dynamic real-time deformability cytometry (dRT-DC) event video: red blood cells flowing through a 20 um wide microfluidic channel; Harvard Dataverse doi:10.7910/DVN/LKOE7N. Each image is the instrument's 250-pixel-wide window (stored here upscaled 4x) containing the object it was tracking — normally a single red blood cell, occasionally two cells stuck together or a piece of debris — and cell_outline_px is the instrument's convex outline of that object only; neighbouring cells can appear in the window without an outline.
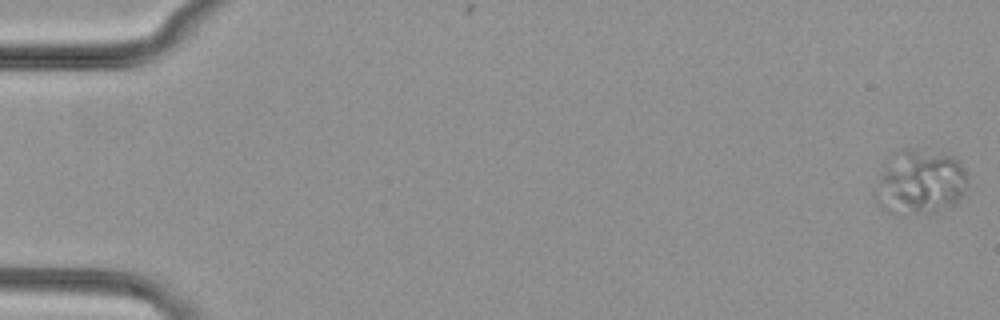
{"species": "common noctule bat (a hibernating species)", "species_latin": "Nyctalus noctula", "temperature_condition": "cold", "stored_images_in_passage": 23, "camera_frame_rate_fps": 3000, "um_per_image_px": 0.085, "animal": {"sex": "female", "body_mass_g": 29.2, "forearm_length_mm": 56.3}, "frame": {"image": 1, "passage_image": 1, "time_ms": 0.0, "image_size_px": [1000, 320], "cell_outline_px": [[968, 180], [964, 192], [956, 204], [928, 216], [896, 216], [888, 212], [876, 200], [880, 176], [888, 152], [896, 148], [916, 148], [944, 152], [960, 160], [968, 172]], "centroid_in_image_um": [78.24, 15.47], "position_along_channel_um": 6.8, "area_um2": 36.53}}
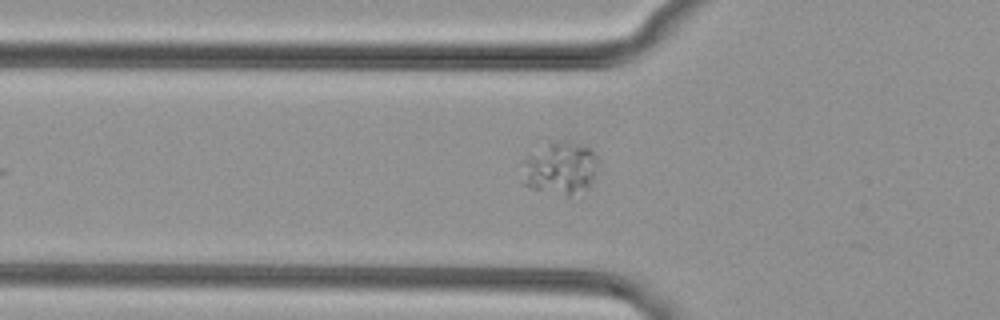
{"frame": {"image": 2, "passage_image": 19, "time_ms": 6.0, "image_size_px": [1000, 320], "cell_outline_px": [[604, 172], [592, 184], [568, 196], [528, 188], [524, 184], [520, 160], [536, 136], [540, 136], [564, 140], [580, 144], [592, 148], [600, 156], [604, 164]], "centroid_in_image_um": [47.6, 14.12], "position_along_channel_um": 78.2, "area_um2": 26.76}}
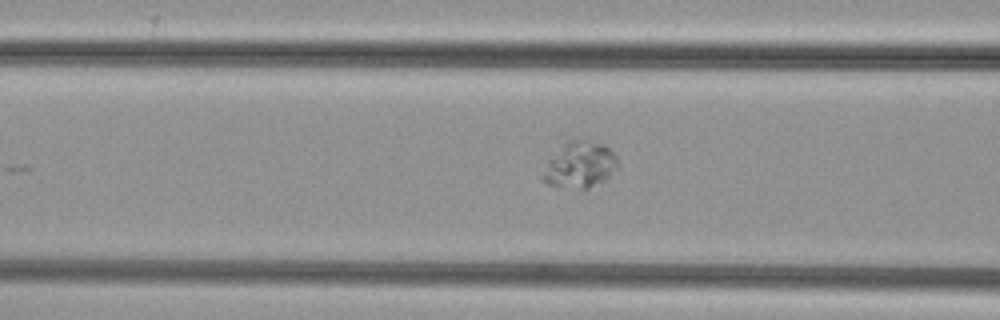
{"frame": {"image": 3, "passage_image": 22, "time_ms": 7.0, "image_size_px": [1000, 320], "cell_outline_px": [[620, 168], [604, 180], [584, 192], [548, 184], [540, 180], [540, 176], [548, 160], [564, 136], [588, 140], [604, 144], [616, 156], [620, 164]], "centroid_in_image_um": [49.25, 13.99], "position_along_channel_um": 117.4, "area_um2": 21.62}}